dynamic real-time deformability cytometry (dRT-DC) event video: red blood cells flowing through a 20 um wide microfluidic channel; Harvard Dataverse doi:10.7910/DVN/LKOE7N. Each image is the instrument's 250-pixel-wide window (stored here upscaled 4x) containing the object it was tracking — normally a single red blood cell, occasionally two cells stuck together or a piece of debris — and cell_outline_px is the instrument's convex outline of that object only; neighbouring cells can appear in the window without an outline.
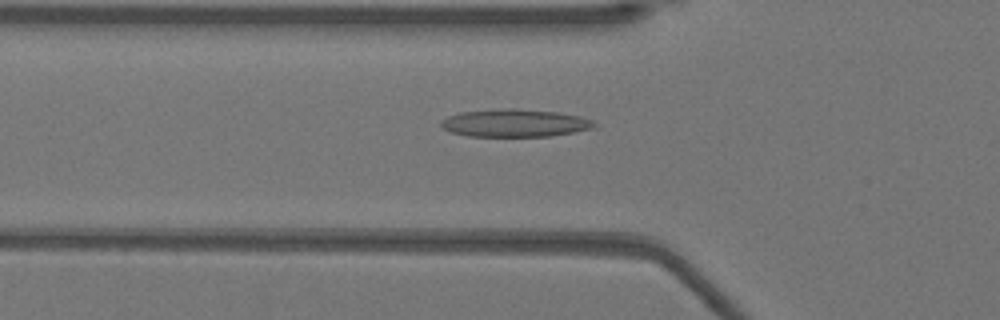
{"species": "Egyptian fruit bat (a non-hibernating species)", "species_latin": "Rousettus aegyptiacus", "temperature_condition": "warm", "stored_images_in_passage": 51, "camera_frame_rate_fps": 3000, "um_per_image_px": 0.085, "animal": {"sex": "female"}, "frame": {"image": 1, "passage_image": 17, "time_ms": 5.333, "image_size_px": [1000, 320], "cell_outline_px": [[596, 128], [548, 136], [468, 136], [452, 132], [444, 128], [440, 124], [440, 120], [448, 116], [460, 112], [504, 108], [512, 108], [560, 112], [580, 116], [592, 120], [596, 124]], "centroid_in_image_um": [43.77, 10.45], "position_along_channel_um": 82.0, "area_um2": 24.74}}
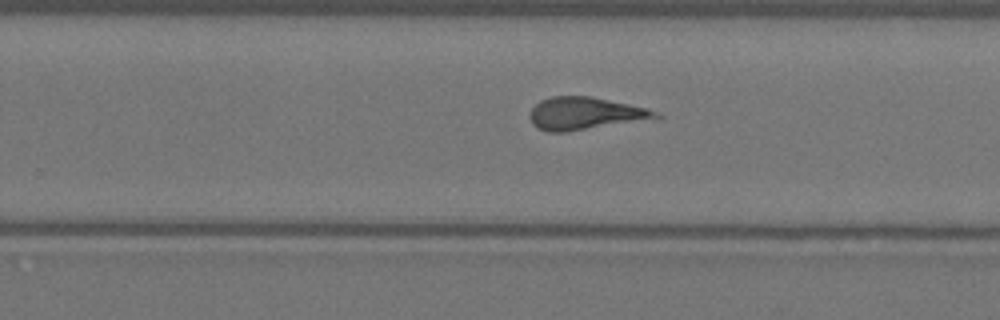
{"frame": {"image": 2, "passage_image": 32, "time_ms": 10.333, "image_size_px": [1000, 320], "cell_outline_px": [[664, 116], [568, 132], [548, 132], [536, 128], [532, 124], [528, 116], [532, 108], [540, 100], [552, 96], [588, 96], [648, 108], [660, 112]], "centroid_in_image_um": [49.67, 9.65], "position_along_channel_um": 280.1, "area_um2": 23.7}}
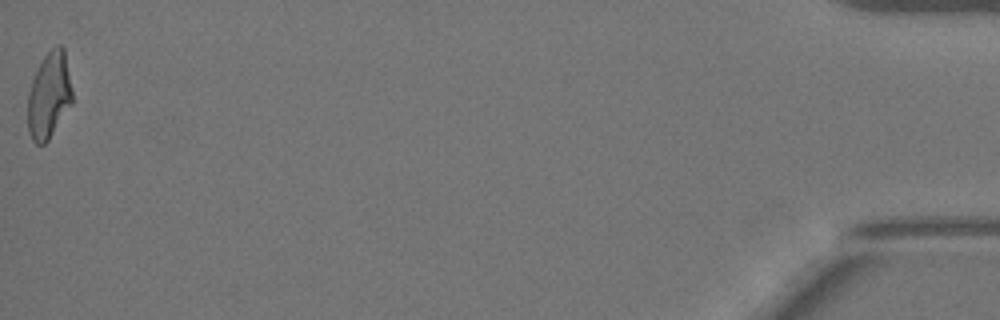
{"frame": {"image": 3, "passage_image": 51, "time_ms": 16.667, "image_size_px": [1000, 320], "cell_outline_px": [[72, 104], [48, 140], [44, 144], [36, 144], [32, 140], [28, 132], [28, 92], [32, 80], [44, 56], [56, 44], [60, 44], [64, 48], [72, 88]], "centroid_in_image_um": [4.18, 8.11], "position_along_channel_um": 431.0, "area_um2": 22.37}}